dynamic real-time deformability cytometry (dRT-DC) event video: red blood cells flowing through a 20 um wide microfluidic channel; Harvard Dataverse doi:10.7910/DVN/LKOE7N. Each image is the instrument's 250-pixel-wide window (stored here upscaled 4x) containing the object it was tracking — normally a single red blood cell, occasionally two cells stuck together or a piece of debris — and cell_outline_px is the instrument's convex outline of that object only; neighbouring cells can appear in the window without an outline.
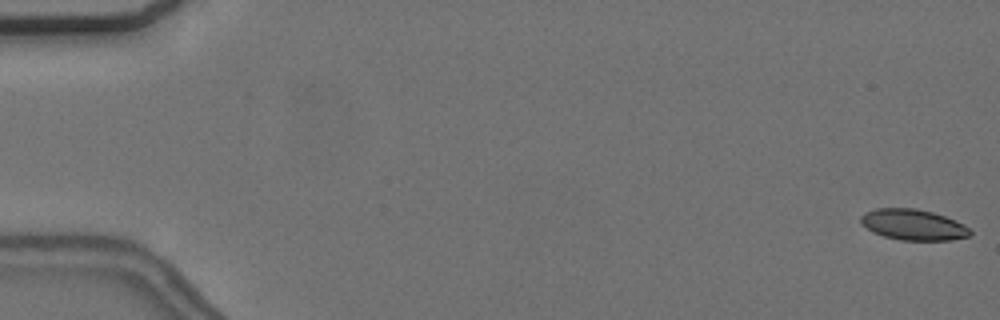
{"species": "common noctule bat (a hibernating species)", "species_latin": "Nyctalus noctula", "temperature_condition": "cold", "stored_images_in_passage": 57, "camera_frame_rate_fps": 3000, "um_per_image_px": 0.085, "animal": {"sex": "female", "body_mass_g": 24.6, "forearm_length_mm": 56.2}, "frame": {"image": 1, "passage_image": 1, "time_ms": 0.0, "image_size_px": [1000, 320], "cell_outline_px": [[972, 232], [968, 236], [952, 240], [900, 240], [884, 236], [872, 232], [860, 224], [860, 216], [864, 212], [876, 208], [916, 208], [932, 212], [944, 216], [964, 224]], "centroid_in_image_um": [77.58, 19.09], "position_along_channel_um": 7.4, "area_um2": 19.71}}
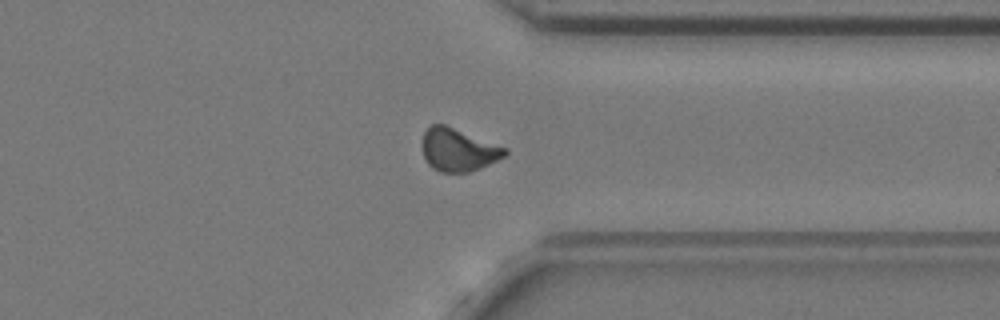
{"frame": {"image": 2, "passage_image": 44, "time_ms": 14.333, "image_size_px": [1000, 320], "cell_outline_px": [[508, 152], [504, 156], [480, 168], [468, 172], [440, 172], [432, 168], [428, 164], [424, 156], [420, 144], [424, 132], [432, 124], [444, 124], [508, 148]], "centroid_in_image_um": [38.92, 12.73], "position_along_channel_um": 372.5, "area_um2": 20.63}}
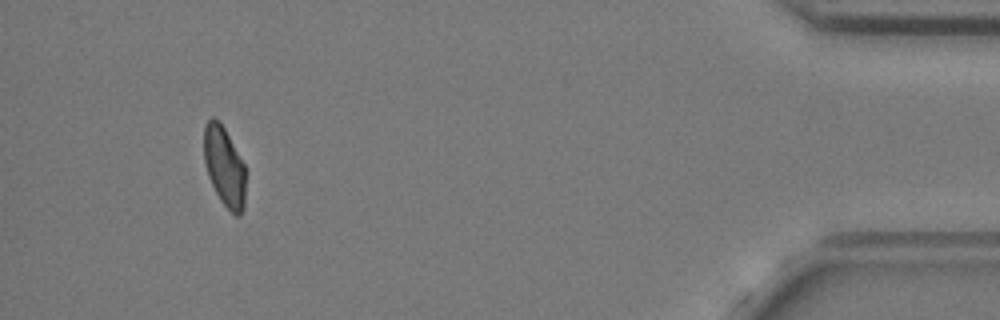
{"frame": {"image": 3, "passage_image": 53, "time_ms": 17.333, "image_size_px": [1000, 320], "cell_outline_px": [[244, 208], [240, 216], [236, 216], [220, 200], [208, 176], [204, 160], [204, 124], [212, 116], [220, 120], [244, 164]], "centroid_in_image_um": [19.05, 14.12], "position_along_channel_um": 416.2, "area_um2": 19.19}, "authors_computed_cell_mechanics": {"area_um2": 20.4034, "velocity_mm_per_s": 3.6579, "shape_relaxation_time_tau1_ms": null, "shape_relaxation_time_tau2_ms": 4.5285, "deformation_change_tau1": null, "deformation_change_tau2": 0.1025}}